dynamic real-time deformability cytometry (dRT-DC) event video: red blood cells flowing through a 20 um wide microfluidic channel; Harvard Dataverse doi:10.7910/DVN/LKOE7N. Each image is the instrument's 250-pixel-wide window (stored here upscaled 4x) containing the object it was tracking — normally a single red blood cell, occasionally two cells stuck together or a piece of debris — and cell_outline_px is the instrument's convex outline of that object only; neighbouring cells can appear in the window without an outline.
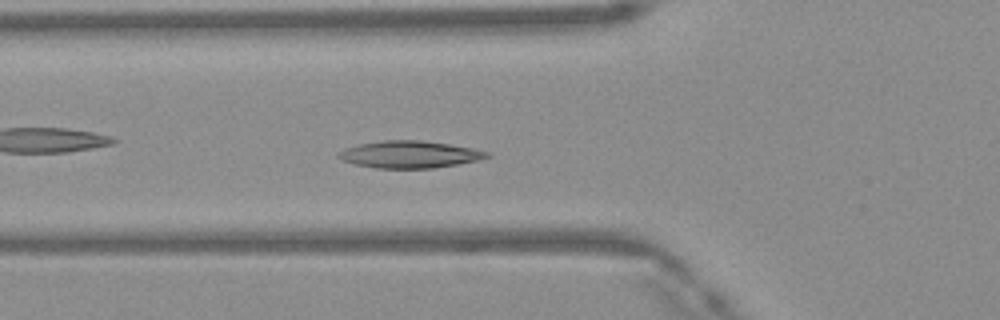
{"species": "Egyptian fruit bat (a non-hibernating species)", "species_latin": "Rousettus aegyptiacus", "temperature_condition": "warm", "stored_images_in_passage": 47, "camera_frame_rate_fps": 3000, "um_per_image_px": 0.085, "frame": {"image": 1, "passage_image": 16, "time_ms": 5.0, "image_size_px": [1000, 320], "cell_outline_px": [[492, 156], [476, 160], [456, 164], [432, 168], [376, 168], [356, 164], [344, 160], [336, 156], [336, 152], [344, 148], [360, 144], [380, 140], [420, 140], [448, 144], [472, 148], [488, 152]], "centroid_in_image_um": [34.77, 13.12], "position_along_channel_um": 91.0, "area_um2": 23.24}}
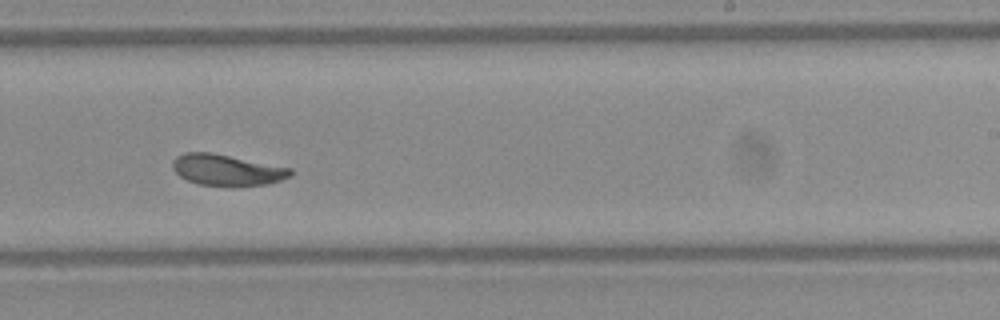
{"frame": {"image": 2, "passage_image": 29, "time_ms": 9.333, "image_size_px": [1000, 320], "cell_outline_px": [[292, 176], [268, 184], [200, 184], [188, 180], [180, 176], [172, 168], [172, 160], [176, 156], [184, 152], [212, 152], [292, 168]], "centroid_in_image_um": [19.27, 14.4], "position_along_channel_um": 269.7, "area_um2": 20.92}}
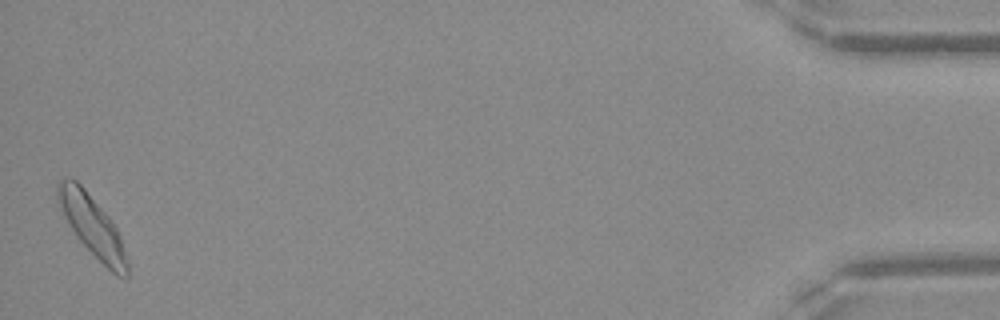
{"frame": {"image": 3, "passage_image": 47, "time_ms": 15.333, "image_size_px": [1000, 320], "cell_outline_px": [[128, 276], [116, 276], [76, 236], [68, 224], [56, 200], [56, 184], [60, 180], [76, 180], [84, 188], [112, 220], [120, 236], [128, 260]], "centroid_in_image_um": [7.83, 19.19], "position_along_channel_um": 427.4, "area_um2": 24.1}, "authors_computed_cell_mechanics": {"area_um2": 22.4842, "velocity_mm_per_s": 4.1199, "shape_relaxation_time_tau1_ms": 3.5875, "shape_relaxation_time_tau2_ms": 2.138, "deformation_change_tau1": 0.1278, "deformation_change_tau2": 0.0686}}